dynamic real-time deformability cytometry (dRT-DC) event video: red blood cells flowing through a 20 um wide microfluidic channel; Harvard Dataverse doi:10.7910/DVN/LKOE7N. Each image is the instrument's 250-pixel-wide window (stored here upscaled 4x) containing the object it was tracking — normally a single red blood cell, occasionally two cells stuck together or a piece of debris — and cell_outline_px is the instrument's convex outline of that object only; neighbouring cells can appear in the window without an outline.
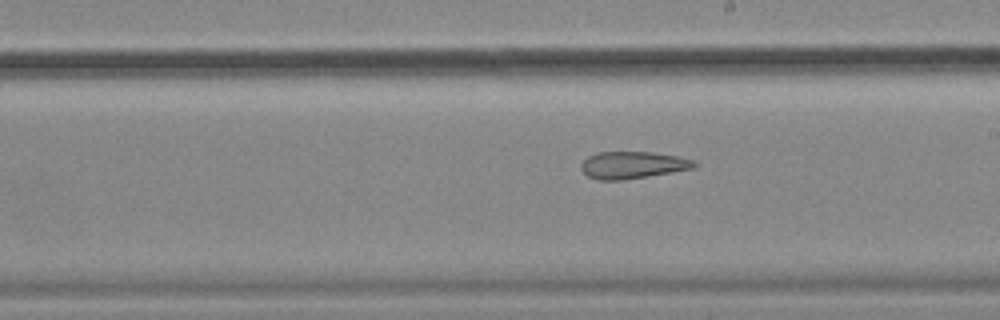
{"species": "common noctule bat (a hibernating species)", "species_latin": "Nyctalus noctula", "temperature_condition": "cold", "stored_images_in_passage": 29, "camera_frame_rate_fps": 3000, "um_per_image_px": 0.085, "animal": {"sex": "female", "body_mass_g": 18.4}, "frame": {"image": 1, "passage_image": 17, "time_ms": 5.333, "image_size_px": [1000, 320], "cell_outline_px": [[696, 164], [692, 168], [672, 172], [648, 176], [620, 180], [600, 180], [588, 176], [580, 168], [580, 164], [588, 156], [596, 152], [652, 152], [680, 156], [696, 160]], "centroid_in_image_um": [53.77, 14.01], "position_along_channel_um": 235.2, "area_um2": 17.86}}
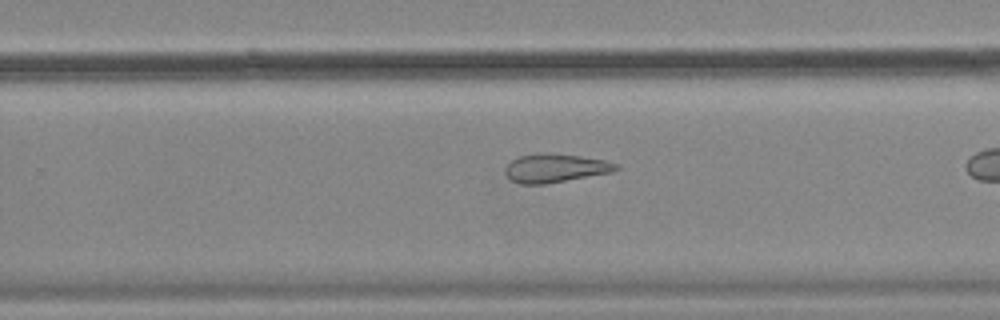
{"frame": {"image": 2, "passage_image": 21, "time_ms": 6.667, "image_size_px": [1000, 320], "cell_outline_px": [[620, 168], [612, 172], [544, 184], [520, 184], [512, 180], [504, 172], [504, 168], [512, 160], [520, 156], [540, 152], [548, 152], [580, 156], [604, 160], [620, 164]], "centroid_in_image_um": [47.2, 14.27], "position_along_channel_um": 282.6, "area_um2": 18.5}}